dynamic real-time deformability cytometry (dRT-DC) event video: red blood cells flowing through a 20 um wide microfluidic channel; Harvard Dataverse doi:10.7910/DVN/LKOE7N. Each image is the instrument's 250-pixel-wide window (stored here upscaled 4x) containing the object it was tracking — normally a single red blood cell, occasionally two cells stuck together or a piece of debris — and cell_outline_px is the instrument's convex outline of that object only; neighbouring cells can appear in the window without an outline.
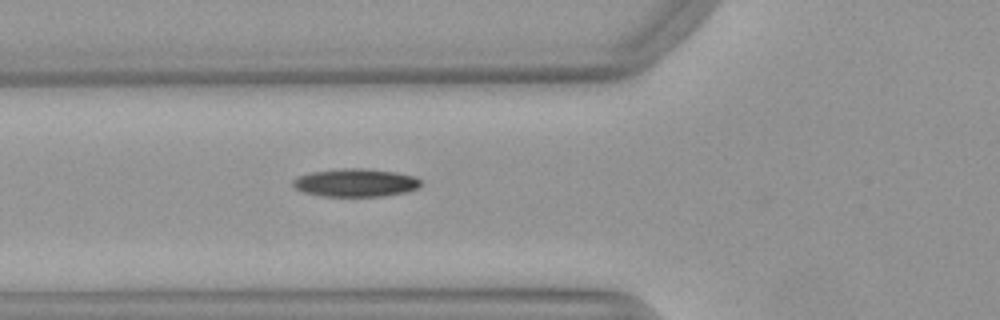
{"species": "Egyptian fruit bat (a non-hibernating species)", "species_latin": "Rousettus aegyptiacus", "temperature_condition": "warm", "stored_images_in_passage": 45, "camera_frame_rate_fps": 3000, "um_per_image_px": 0.085, "animal": {"sex": "female"}, "frame": {"image": 1, "passage_image": 13, "time_ms": 4.0, "image_size_px": [1000, 320], "cell_outline_px": [[420, 188], [408, 192], [384, 196], [320, 196], [304, 192], [296, 188], [292, 184], [292, 180], [296, 176], [312, 172], [340, 168], [368, 168], [396, 172], [416, 176], [420, 180]], "centroid_in_image_um": [30.25, 15.52], "position_along_channel_um": 95.6, "area_um2": 21.21}}
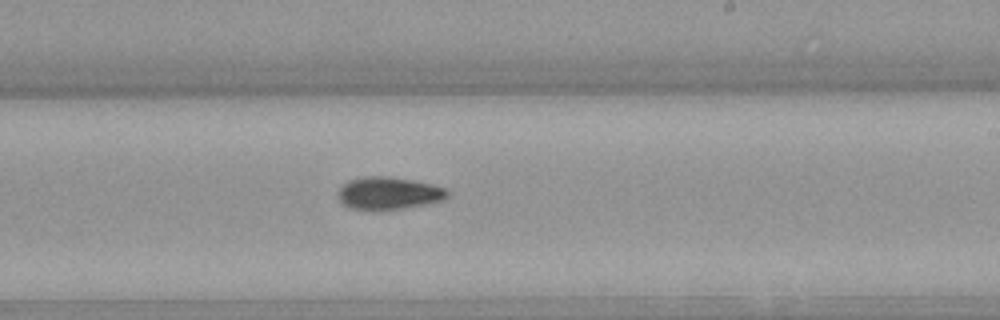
{"frame": {"image": 2, "passage_image": 25, "time_ms": 8.0, "image_size_px": [1000, 320], "cell_outline_px": [[448, 196], [444, 200], [404, 208], [352, 208], [344, 204], [336, 196], [336, 192], [348, 180], [364, 176], [384, 176], [432, 184], [444, 188], [448, 192]], "centroid_in_image_um": [33.01, 16.4], "position_along_channel_um": 256.0, "area_um2": 20.11}}
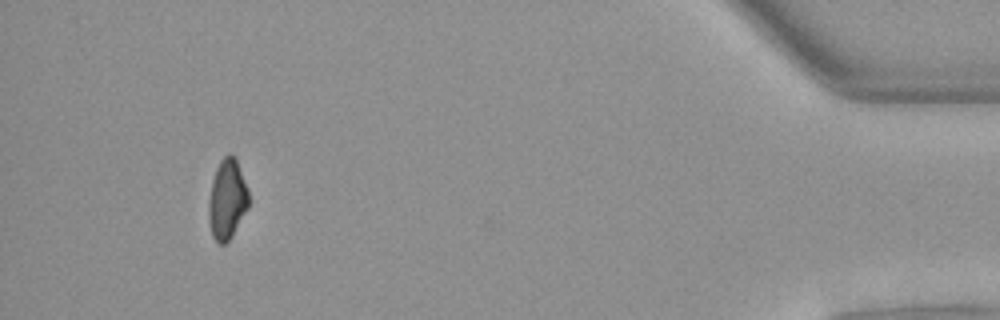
{"frame": {"image": 3, "passage_image": 42, "time_ms": 13.667, "image_size_px": [1000, 320], "cell_outline_px": [[248, 208], [232, 236], [224, 244], [216, 244], [212, 236], [208, 220], [208, 204], [212, 180], [216, 168], [220, 160], [228, 152], [232, 152], [236, 156], [248, 188]], "centroid_in_image_um": [19.3, 16.91], "position_along_channel_um": 415.9, "area_um2": 19.07}, "authors_computed_cell_mechanics": {"area_um2": 19.8832, "velocity_mm_per_s": 4.0114, "shape_relaxation_time_tau1_ms": 6.0471, "shape_relaxation_time_tau2_ms": null, "deformation_change_tau1": 0.1865, "deformation_change_tau2": null}}